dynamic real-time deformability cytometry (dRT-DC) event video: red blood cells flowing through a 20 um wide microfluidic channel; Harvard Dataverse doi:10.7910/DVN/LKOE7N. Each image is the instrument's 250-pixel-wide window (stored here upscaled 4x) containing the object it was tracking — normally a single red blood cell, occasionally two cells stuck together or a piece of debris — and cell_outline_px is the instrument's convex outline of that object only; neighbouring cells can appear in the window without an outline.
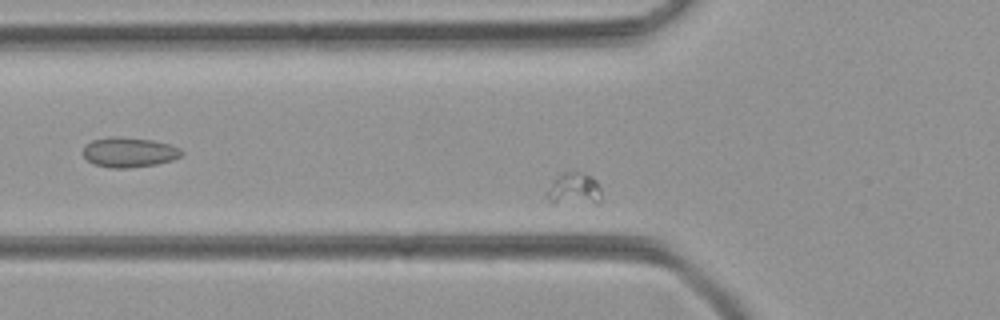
{"species": "common noctule bat (a hibernating species)", "species_latin": "Nyctalus noctula", "temperature_condition": "room temperature", "stored_images_in_passage": 31, "camera_frame_rate_fps": 3000, "um_per_image_px": 0.085, "animal": {"sex": "female", "body_mass_g": 21.9}, "frame": {"image": 1, "passage_image": 5, "time_ms": 1.333, "image_size_px": [1000, 320], "cell_outline_px": [[600, 204], [552, 204], [548, 200], [548, 192], [552, 184], [564, 172], [580, 172], [592, 176], [596, 180], [600, 188]], "centroid_in_image_um": [48.85, 16.12], "position_along_channel_um": 76.9, "area_um2": 10.29}}
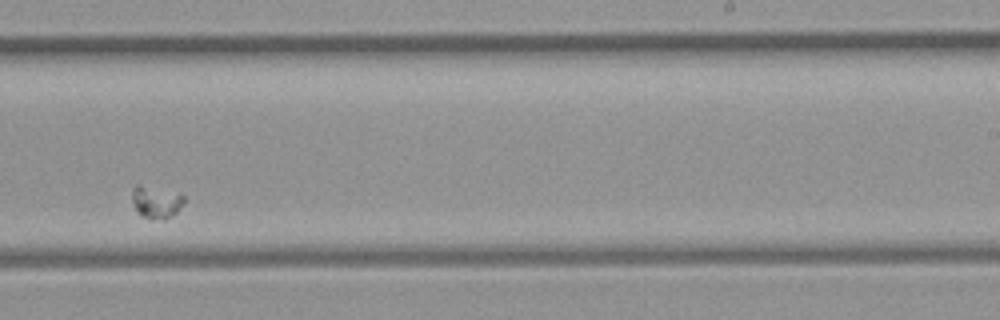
{"frame": {"image": 2, "passage_image": 21, "time_ms": 6.667, "image_size_px": [1000, 320], "cell_outline_px": [[184, 204], [176, 212], [164, 220], [148, 220], [140, 216], [136, 212], [132, 200], [132, 188], [136, 184], [140, 184], [180, 192], [184, 196]], "centroid_in_image_um": [13.26, 17.17], "position_along_channel_um": 275.7, "area_um2": 10.29}}